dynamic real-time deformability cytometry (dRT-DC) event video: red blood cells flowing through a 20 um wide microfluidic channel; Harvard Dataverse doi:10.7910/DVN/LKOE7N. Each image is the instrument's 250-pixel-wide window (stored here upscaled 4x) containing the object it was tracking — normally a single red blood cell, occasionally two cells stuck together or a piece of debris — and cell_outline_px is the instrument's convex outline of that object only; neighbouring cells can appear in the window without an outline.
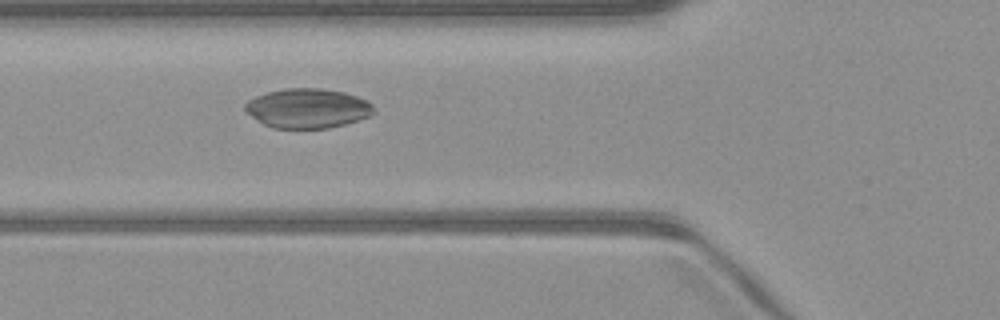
{"species": "common noctule bat (a hibernating species)", "species_latin": "Nyctalus noctula", "temperature_condition": "warm", "stored_images_in_passage": 36, "camera_frame_rate_fps": 3000, "um_per_image_px": 0.085, "animal": {"sex": "male", "body_mass_g": 23.1, "forearm_length_mm": 52.7}, "frame": {"image": 1, "passage_image": 4, "time_ms": 1.0, "image_size_px": [1000, 320], "cell_outline_px": [[376, 112], [372, 116], [360, 120], [328, 128], [272, 128], [264, 124], [244, 112], [244, 104], [248, 100], [256, 96], [268, 92], [284, 88], [324, 88], [344, 92], [368, 100], [372, 104]], "centroid_in_image_um": [26.17, 9.2], "position_along_channel_um": 99.6, "area_um2": 30.0}}
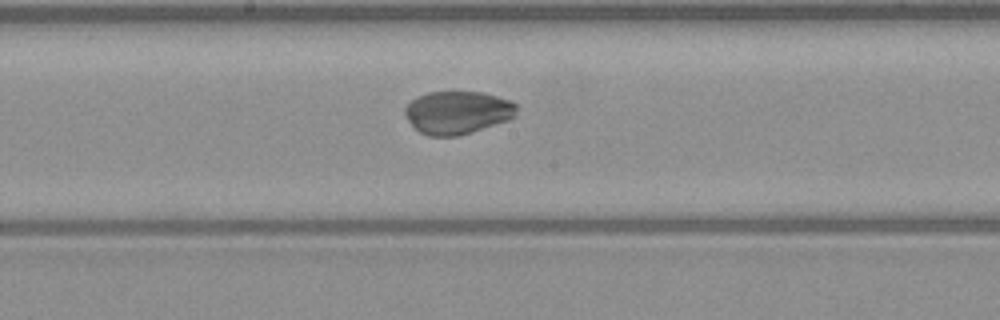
{"frame": {"image": 2, "passage_image": 12, "time_ms": 3.667, "image_size_px": [1000, 320], "cell_outline_px": [[516, 112], [508, 120], [460, 136], [428, 136], [420, 132], [408, 120], [404, 112], [404, 108], [416, 96], [428, 92], [480, 92], [496, 96], [508, 100], [516, 104]], "centroid_in_image_um": [38.85, 9.56], "position_along_channel_um": 209.3, "area_um2": 27.74}}
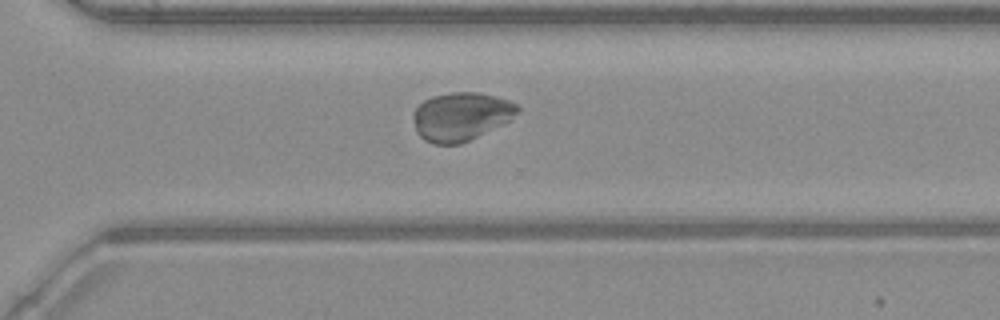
{"frame": {"image": 3, "passage_image": 21, "time_ms": 6.667, "image_size_px": [1000, 320], "cell_outline_px": [[520, 112], [504, 124], [460, 144], [432, 144], [424, 140], [416, 132], [412, 116], [412, 112], [424, 100], [432, 96], [452, 92], [480, 92], [496, 96], [508, 100], [516, 104], [520, 108]], "centroid_in_image_um": [39.18, 9.9], "position_along_channel_um": 331.4, "area_um2": 29.65}}